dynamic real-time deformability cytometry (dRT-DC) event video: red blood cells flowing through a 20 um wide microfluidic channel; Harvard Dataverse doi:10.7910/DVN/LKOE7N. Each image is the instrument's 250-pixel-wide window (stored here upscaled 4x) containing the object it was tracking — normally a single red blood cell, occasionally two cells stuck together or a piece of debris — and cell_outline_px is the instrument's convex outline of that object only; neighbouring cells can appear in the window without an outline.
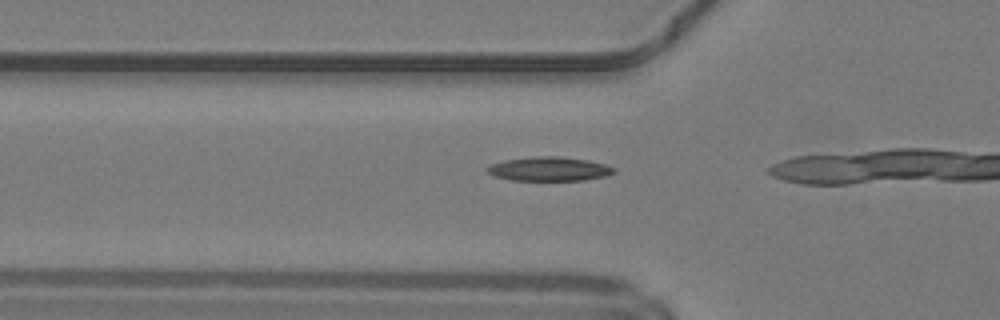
{"species": "common noctule bat (a hibernating species)", "species_latin": "Nyctalus noctula", "temperature_condition": "warm", "stored_images_in_passage": 8, "camera_frame_rate_fps": 3000, "um_per_image_px": 0.085, "animal": {"sex": "male", "body_mass_g": 19.2, "forearm_length_mm": 51.8}, "frame": {"image": 1, "passage_image": 6, "time_ms": 1.667, "image_size_px": [1000, 320], "cell_outline_px": [[616, 172], [604, 176], [584, 180], [512, 180], [496, 176], [488, 172], [484, 168], [492, 164], [504, 160], [532, 156], [560, 156], [588, 160], [604, 164], [616, 168]], "centroid_in_image_um": [46.69, 14.35], "position_along_channel_um": 79.1, "area_um2": 17.74}}